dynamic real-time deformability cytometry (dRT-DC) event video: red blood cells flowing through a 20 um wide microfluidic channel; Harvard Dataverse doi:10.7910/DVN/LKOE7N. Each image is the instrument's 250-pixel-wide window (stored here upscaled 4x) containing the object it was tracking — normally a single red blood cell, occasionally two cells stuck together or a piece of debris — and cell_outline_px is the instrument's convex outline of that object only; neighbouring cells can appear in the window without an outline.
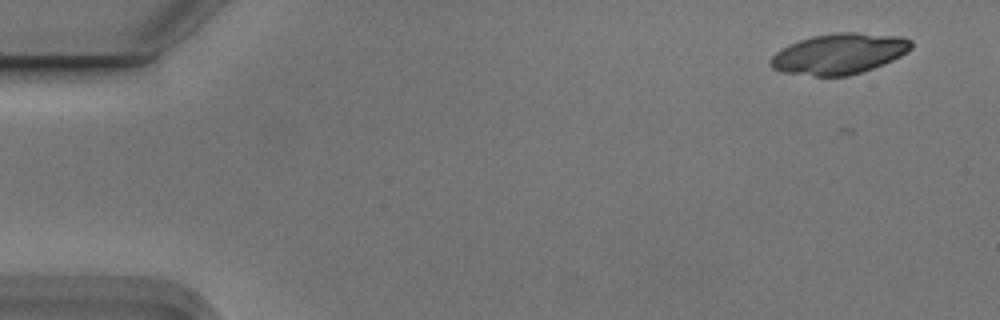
{"species": "Egyptian fruit bat (a non-hibernating species)", "species_latin": "Rousettus aegyptiacus", "temperature_condition": "cold", "stored_images_in_passage": 6, "camera_frame_rate_fps": 3000, "um_per_image_px": 0.085, "animal": {"sex": "male"}, "frame": {"image": 1, "passage_image": 1, "time_ms": 0.0, "image_size_px": [1000, 320], "cell_outline_px": [[912, 48], [900, 56], [884, 64], [848, 76], [816, 76], [784, 72], [772, 68], [768, 64], [768, 60], [776, 52], [788, 44], [812, 36], [836, 32], [856, 32], [904, 36], [912, 40]], "centroid_in_image_um": [71.33, 4.56], "position_along_channel_um": 13.7, "area_um2": 33.47}}